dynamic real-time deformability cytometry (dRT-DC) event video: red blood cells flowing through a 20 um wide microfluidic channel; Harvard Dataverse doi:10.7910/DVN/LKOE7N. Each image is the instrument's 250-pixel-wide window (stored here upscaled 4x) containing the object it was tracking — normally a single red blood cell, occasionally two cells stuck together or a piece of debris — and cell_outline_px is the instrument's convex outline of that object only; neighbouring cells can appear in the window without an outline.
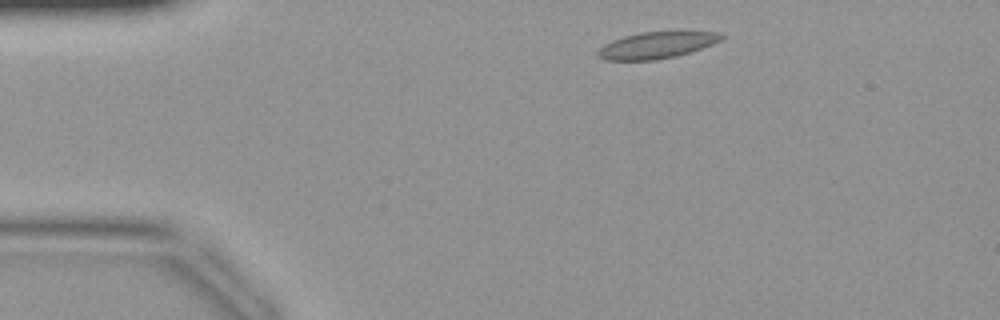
{"species": "common noctule bat (a hibernating species)", "species_latin": "Nyctalus noctula", "temperature_condition": "warm", "stored_images_in_passage": 38, "camera_frame_rate_fps": 3000, "um_per_image_px": 0.085, "animal": {"sex": "female", "body_mass_g": 19.9}, "frame": {"image": 1, "passage_image": 3, "time_ms": 0.667, "image_size_px": [1000, 320], "cell_outline_px": [[724, 36], [720, 40], [712, 44], [676, 56], [656, 60], [604, 60], [596, 56], [596, 52], [604, 44], [612, 40], [624, 36], [640, 32], [680, 28], [720, 32]], "centroid_in_image_um": [55.86, 3.77], "position_along_channel_um": 29.1, "area_um2": 20.06}}
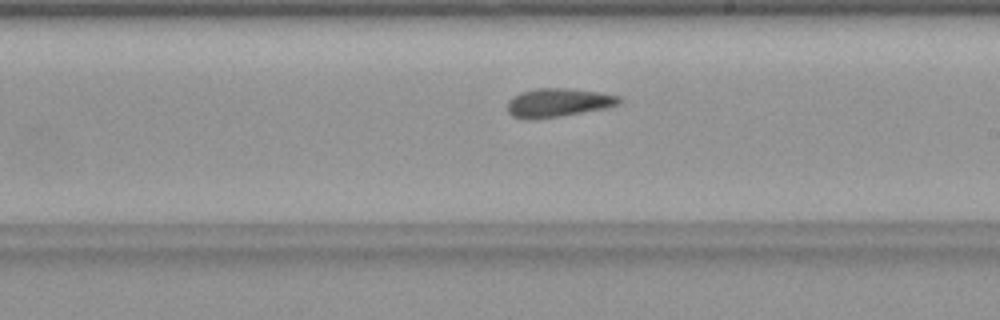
{"frame": {"image": 2, "passage_image": 20, "time_ms": 6.333, "image_size_px": [1000, 320], "cell_outline_px": [[624, 100], [620, 104], [608, 108], [560, 116], [532, 120], [524, 120], [512, 116], [508, 112], [508, 100], [512, 96], [520, 92], [536, 88], [572, 88], [620, 96]], "centroid_in_image_um": [47.44, 8.73], "position_along_channel_um": 241.6, "area_um2": 19.02}}
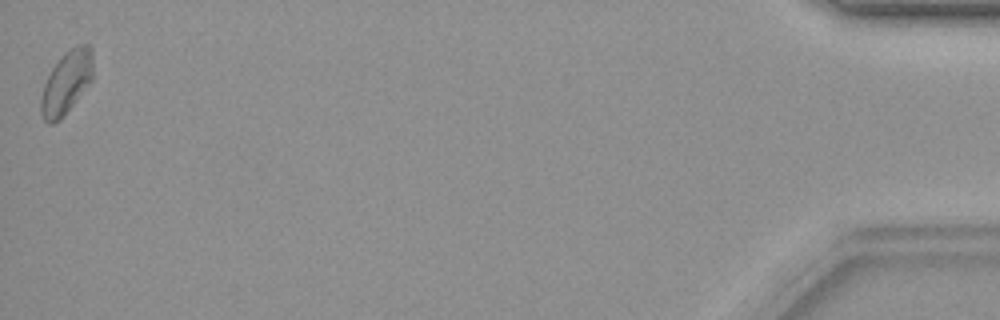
{"frame": {"image": 3, "passage_image": 38, "time_ms": 12.333, "image_size_px": [1000, 320], "cell_outline_px": [[92, 80], [64, 116], [60, 120], [52, 124], [48, 124], [44, 120], [40, 112], [40, 100], [44, 84], [52, 68], [64, 52], [76, 44], [88, 44], [92, 48]], "centroid_in_image_um": [5.64, 7.02], "position_along_channel_um": 429.6, "area_um2": 19.19}}